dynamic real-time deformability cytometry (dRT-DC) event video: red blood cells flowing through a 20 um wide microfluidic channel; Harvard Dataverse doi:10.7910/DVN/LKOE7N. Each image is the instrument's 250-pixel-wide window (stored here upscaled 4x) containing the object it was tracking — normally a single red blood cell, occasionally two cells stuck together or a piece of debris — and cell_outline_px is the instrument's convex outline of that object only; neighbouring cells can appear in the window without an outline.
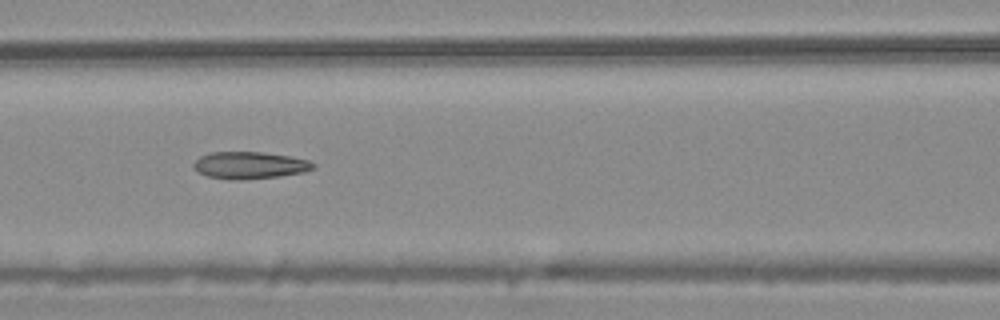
{"species": "common noctule bat (a hibernating species)", "species_latin": "Nyctalus noctula", "temperature_condition": "warm", "stored_images_in_passage": 11, "camera_frame_rate_fps": 3000, "um_per_image_px": 0.085, "animal": {"sex": "male", "body_mass_g": 20.4}, "frame": {"image": 1, "passage_image": 7, "time_ms": 2.0, "image_size_px": [1000, 320], "cell_outline_px": [[316, 168], [304, 172], [280, 176], [240, 180], [232, 180], [208, 176], [196, 172], [192, 168], [192, 164], [200, 156], [208, 152], [260, 152], [292, 156], [308, 160], [316, 164]], "centroid_in_image_um": [21.21, 14.05], "position_along_channel_um": 145.4, "area_um2": 19.13}}
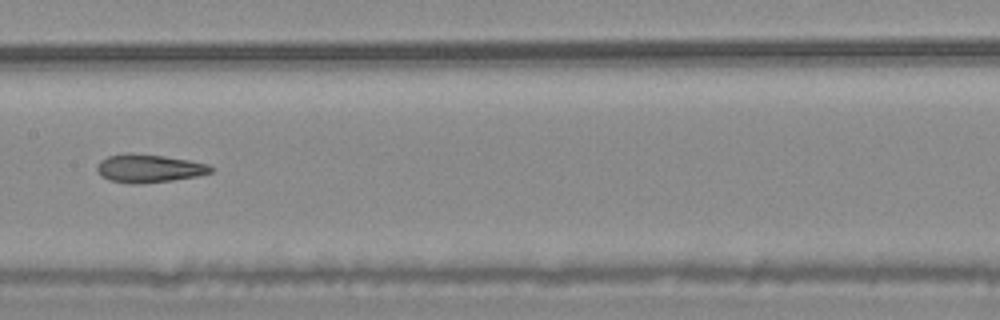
{"frame": {"image": 2, "passage_image": 8, "time_ms": 2.333, "image_size_px": [1000, 320], "cell_outline_px": [[212, 172], [196, 176], [172, 180], [136, 184], [128, 184], [108, 180], [100, 176], [96, 168], [100, 160], [108, 156], [128, 152], [164, 156], [188, 160], [208, 164], [212, 168]], "centroid_in_image_um": [12.6, 14.31], "position_along_channel_um": 194.8, "area_um2": 18.73}}